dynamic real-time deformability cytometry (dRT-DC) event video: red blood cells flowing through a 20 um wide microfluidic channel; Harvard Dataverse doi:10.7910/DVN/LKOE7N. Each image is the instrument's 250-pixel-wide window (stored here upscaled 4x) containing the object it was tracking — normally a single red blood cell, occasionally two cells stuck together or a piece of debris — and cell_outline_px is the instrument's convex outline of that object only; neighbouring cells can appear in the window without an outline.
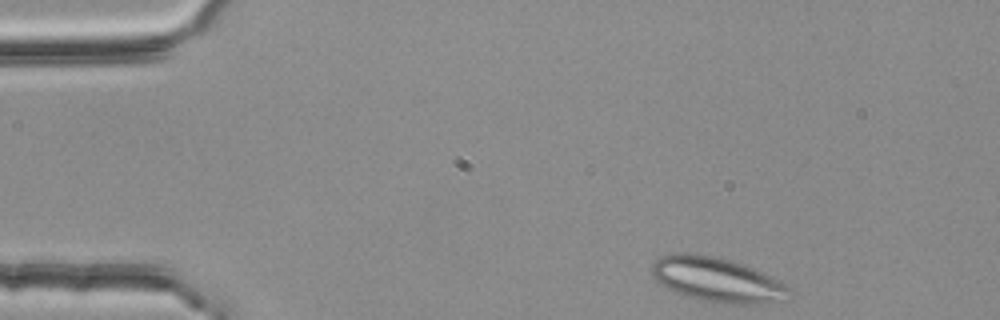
{"species": "common noctule bat (a hibernating species)", "species_latin": "Nyctalus noctula", "temperature_condition": "room temperature", "stored_images_in_passage": 44, "segment_of_instrument_passage": [1, 2], "camera_frame_rate_fps": 3000, "um_per_image_px": 0.085, "animal": {"sex": "female", "body_mass_g": 25.1}, "frame": {"image": 1, "passage_image": 1, "time_ms": 0.0, "image_size_px": [1000, 320], "cell_outline_px": [[792, 292], [788, 300], [760, 304], [728, 304], [704, 300], [688, 296], [676, 292], [660, 284], [652, 276], [652, 264], [660, 256], [672, 252], [688, 252], [712, 256], [732, 260], [744, 264], [764, 272], [780, 280], [792, 288]], "centroid_in_image_um": [61.02, 23.77], "position_along_channel_um": 24.0, "area_um2": 36.24}}